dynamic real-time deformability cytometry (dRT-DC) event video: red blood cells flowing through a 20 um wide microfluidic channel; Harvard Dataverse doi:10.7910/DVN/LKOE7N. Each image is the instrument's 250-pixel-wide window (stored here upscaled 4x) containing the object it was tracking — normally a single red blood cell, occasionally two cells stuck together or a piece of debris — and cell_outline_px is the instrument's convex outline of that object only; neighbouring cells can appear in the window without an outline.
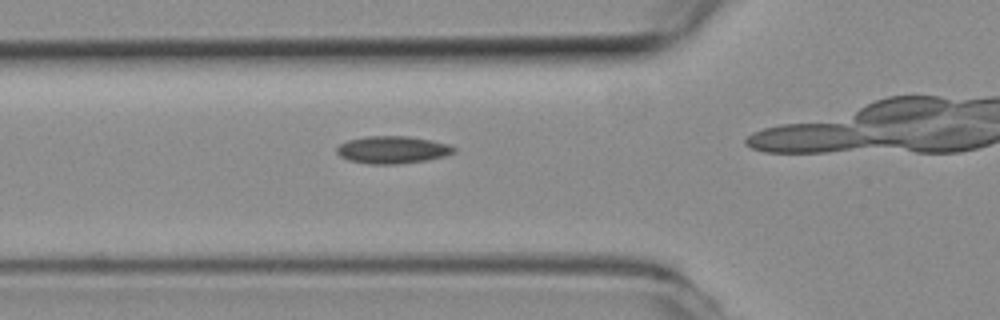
{"species": "common noctule bat (a hibernating species)", "species_latin": "Nyctalus noctula", "temperature_condition": "room temperature", "stored_images_in_passage": 33, "camera_frame_rate_fps": 3000, "um_per_image_px": 0.085, "animal": {"sex": "female", "body_mass_g": 19.3, "forearm_length_mm": 54.1}, "frame": {"image": 1, "passage_image": 11, "time_ms": 3.333, "image_size_px": [1000, 320], "cell_outline_px": [[456, 152], [444, 156], [424, 160], [396, 164], [368, 164], [348, 160], [340, 156], [336, 152], [336, 148], [340, 144], [348, 140], [368, 136], [408, 136], [432, 140], [448, 144], [456, 148]], "centroid_in_image_um": [33.35, 12.73], "position_along_channel_um": 92.5, "area_um2": 18.67}}
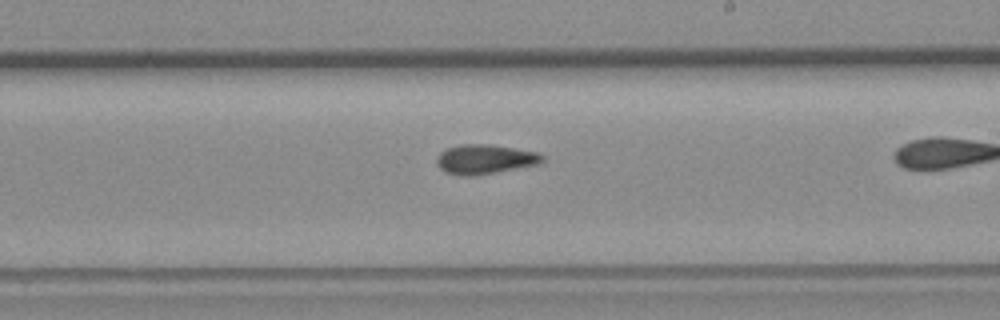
{"frame": {"image": 2, "passage_image": 23, "time_ms": 7.333, "image_size_px": [1000, 320], "cell_outline_px": [[544, 160], [536, 164], [476, 176], [464, 176], [444, 172], [436, 164], [436, 156], [440, 152], [448, 148], [460, 144], [488, 144], [536, 152], [544, 156]], "centroid_in_image_um": [41.15, 13.54], "position_along_channel_um": 247.9, "area_um2": 18.03}}
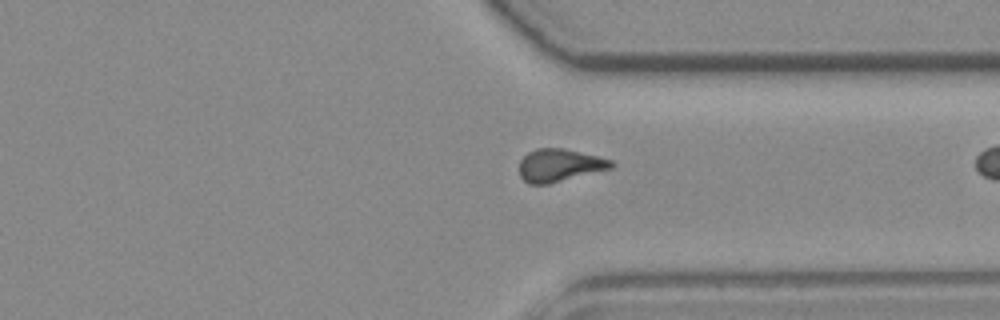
{"frame": {"image": 3, "passage_image": 32, "time_ms": 10.333, "image_size_px": [1000, 320], "cell_outline_px": [[616, 164], [612, 168], [548, 184], [528, 184], [520, 176], [520, 160], [528, 152], [536, 148], [564, 148], [612, 160]], "centroid_in_image_um": [47.55, 14.05], "position_along_channel_um": 363.8, "area_um2": 17.46}}